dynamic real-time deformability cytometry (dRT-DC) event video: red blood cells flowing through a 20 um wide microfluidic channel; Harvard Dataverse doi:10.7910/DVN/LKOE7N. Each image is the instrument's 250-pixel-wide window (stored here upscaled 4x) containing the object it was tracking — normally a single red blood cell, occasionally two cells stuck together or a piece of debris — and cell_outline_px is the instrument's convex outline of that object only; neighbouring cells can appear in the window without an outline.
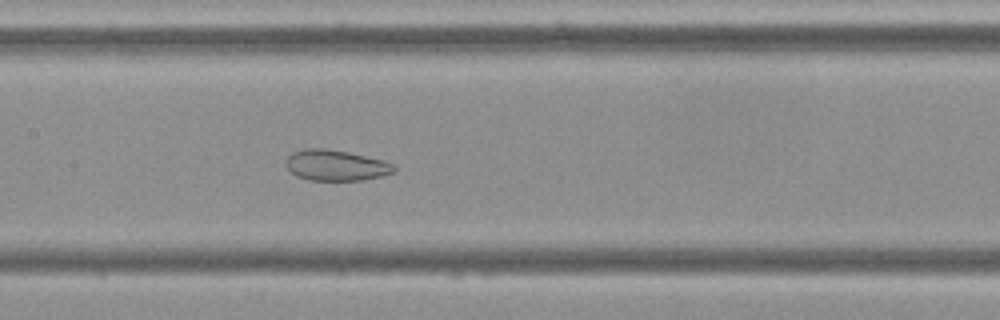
{"species": "Egyptian fruit bat (a non-hibernating species)", "species_latin": "Rousettus aegyptiacus", "temperature_condition": "cold", "stored_images_in_passage": 55, "camera_frame_rate_fps": 3000, "um_per_image_px": 0.085, "frame": {"image": 1, "passage_image": 26, "time_ms": 8.333, "image_size_px": [1000, 320], "cell_outline_px": [[396, 172], [384, 176], [364, 180], [308, 180], [296, 176], [284, 164], [288, 156], [292, 152], [304, 148], [324, 148], [348, 152], [384, 160], [392, 164], [396, 168]], "centroid_in_image_um": [28.56, 14.05], "position_along_channel_um": 178.8, "area_um2": 19.59}}
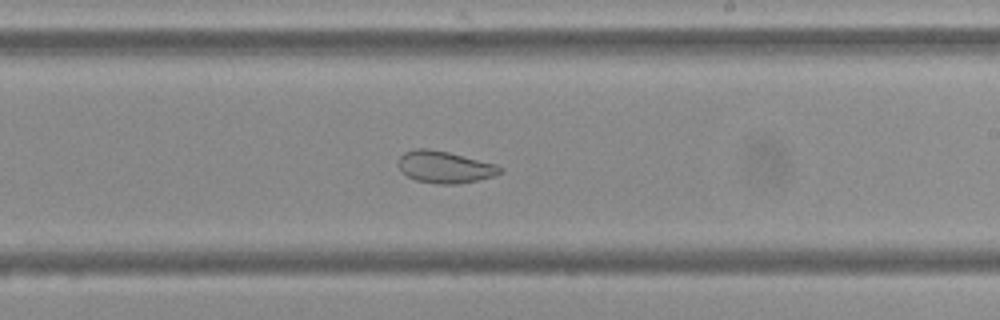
{"frame": {"image": 2, "passage_image": 32, "time_ms": 10.333, "image_size_px": [1000, 320], "cell_outline_px": [[504, 172], [496, 176], [456, 184], [436, 184], [416, 180], [400, 172], [400, 156], [404, 152], [416, 148], [428, 148], [448, 152], [496, 164], [504, 168]], "centroid_in_image_um": [37.84, 14.2], "position_along_channel_um": 251.2, "area_um2": 18.96}}
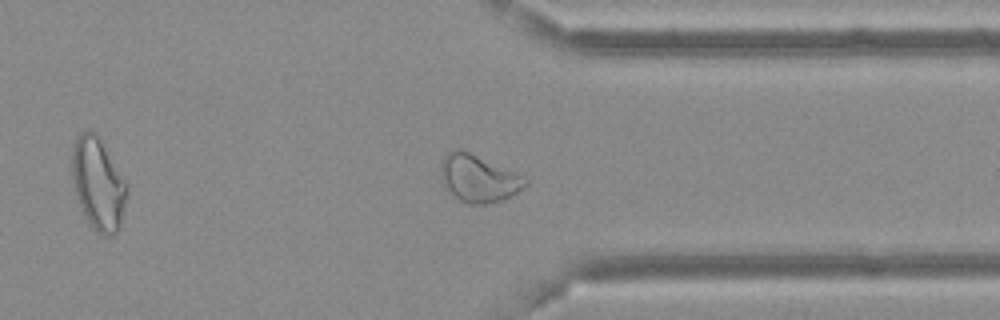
{"frame": {"image": 3, "passage_image": 42, "time_ms": 13.667, "image_size_px": [1000, 320], "cell_outline_px": [[528, 184], [512, 196], [504, 200], [484, 204], [468, 204], [460, 200], [444, 184], [440, 176], [440, 168], [444, 156], [448, 152], [456, 148], [460, 148], [524, 176], [528, 180]], "centroid_in_image_um": [40.69, 15.16], "position_along_channel_um": 370.7, "area_um2": 23.12}, "authors_computed_cell_mechanics": {"area_um2": 25.721, "velocity_mm_per_s": 3.6304, "shape_relaxation_time_tau1_ms": null, "shape_relaxation_time_tau2_ms": 1.8302, "deformation_change_tau1": null, "deformation_change_tau2": 0.0789}}